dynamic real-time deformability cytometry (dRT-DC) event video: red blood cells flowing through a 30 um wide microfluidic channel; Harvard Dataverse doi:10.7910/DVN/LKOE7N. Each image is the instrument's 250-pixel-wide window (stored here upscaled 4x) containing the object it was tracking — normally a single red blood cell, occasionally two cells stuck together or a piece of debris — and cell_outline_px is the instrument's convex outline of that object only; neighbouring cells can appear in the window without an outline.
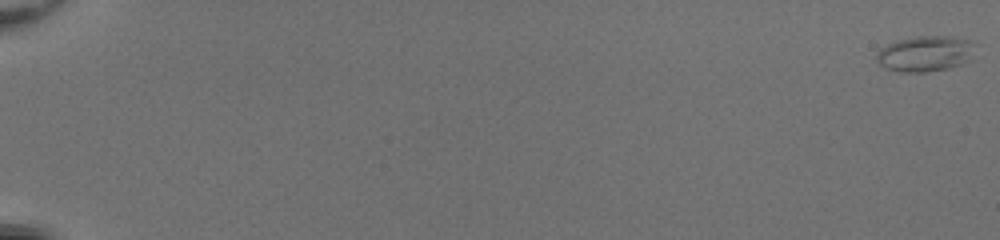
{"species": "common noctule bat (a hibernating species)", "species_latin": "Nyctalus noctula", "temperature_condition": "room temperature", "stored_images_in_passage": 54, "camera_frame_rate_fps": 3000, "um_per_image_px": 0.085, "animal": {"sex": "female", "body_mass_g": 20.0, "forearm_length_mm": 54.0}, "frame": {"image": 1, "passage_image": 1, "time_ms": 0.0, "image_size_px": [1000, 240], "cell_outline_px": [[972, 60], [948, 68], [924, 72], [900, 72], [884, 68], [876, 60], [876, 52], [880, 48], [896, 40], [916, 36], [952, 36], [972, 40]], "centroid_in_image_um": [78.61, 4.56], "position_along_channel_um": 6.4, "area_um2": 20.63}}
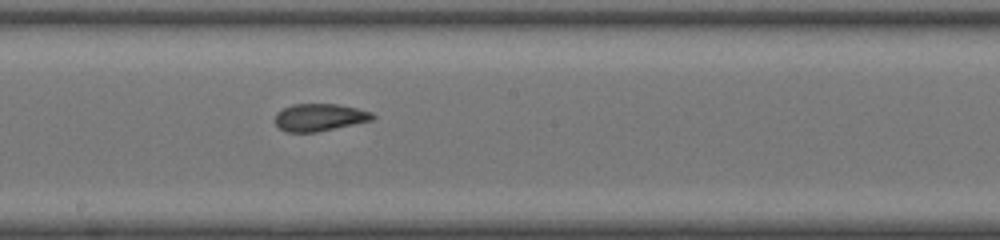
{"frame": {"image": 2, "passage_image": 33, "time_ms": 10.667, "image_size_px": [1000, 240], "cell_outline_px": [[376, 116], [372, 120], [316, 132], [284, 132], [276, 124], [276, 112], [292, 104], [336, 104], [356, 108], [372, 112]], "centroid_in_image_um": [27.15, 9.97], "position_along_channel_um": 221.1, "area_um2": 15.43}}
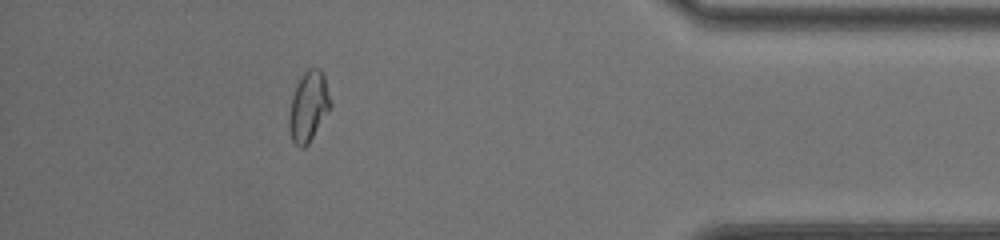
{"frame": {"image": 3, "passage_image": 49, "time_ms": 16.0, "image_size_px": [1000, 240], "cell_outline_px": [[332, 108], [308, 144], [304, 148], [300, 148], [292, 140], [288, 128], [288, 116], [292, 96], [296, 84], [304, 72], [308, 68], [320, 68], [324, 76], [332, 104]], "centroid_in_image_um": [26.23, 9.07], "position_along_channel_um": 409.0, "area_um2": 17.17}, "authors_computed_cell_mechanics": {"area_um2": 17.1377, "velocity_mm_per_s": 4.1587, "shape_relaxation_time_tau1_ms": null, "shape_relaxation_time_tau2_ms": 1.2209, "deformation_change_tau1": null, "deformation_change_tau2": 0.0652}}